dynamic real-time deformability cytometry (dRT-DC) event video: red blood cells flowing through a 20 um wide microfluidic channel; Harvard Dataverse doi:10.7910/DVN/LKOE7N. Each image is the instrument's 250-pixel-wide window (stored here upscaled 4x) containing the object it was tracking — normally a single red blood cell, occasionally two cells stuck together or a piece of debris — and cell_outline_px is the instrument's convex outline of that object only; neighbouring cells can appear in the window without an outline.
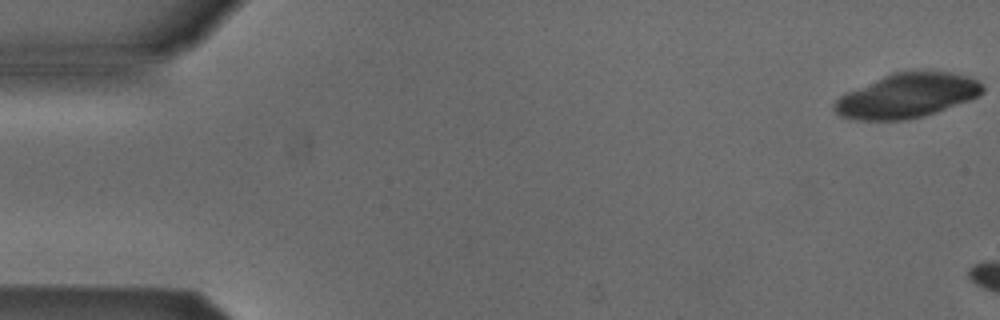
{"species": "Egyptian fruit bat (a non-hibernating species)", "species_latin": "Rousettus aegyptiacus", "temperature_condition": "cold", "stored_images_in_passage": 9, "camera_frame_rate_fps": 3000, "um_per_image_px": 0.085, "animal": {"sex": "male"}, "frame": {"image": 1, "passage_image": 1, "time_ms": 0.0, "image_size_px": [1000, 320], "cell_outline_px": [[984, 92], [980, 96], [936, 112], [924, 116], [904, 120], [856, 120], [840, 116], [832, 108], [832, 104], [840, 96], [848, 92], [892, 72], [920, 68], [928, 68], [968, 76], [984, 84]], "centroid_in_image_um": [77.14, 8.1], "position_along_channel_um": 7.9, "area_um2": 39.02}}